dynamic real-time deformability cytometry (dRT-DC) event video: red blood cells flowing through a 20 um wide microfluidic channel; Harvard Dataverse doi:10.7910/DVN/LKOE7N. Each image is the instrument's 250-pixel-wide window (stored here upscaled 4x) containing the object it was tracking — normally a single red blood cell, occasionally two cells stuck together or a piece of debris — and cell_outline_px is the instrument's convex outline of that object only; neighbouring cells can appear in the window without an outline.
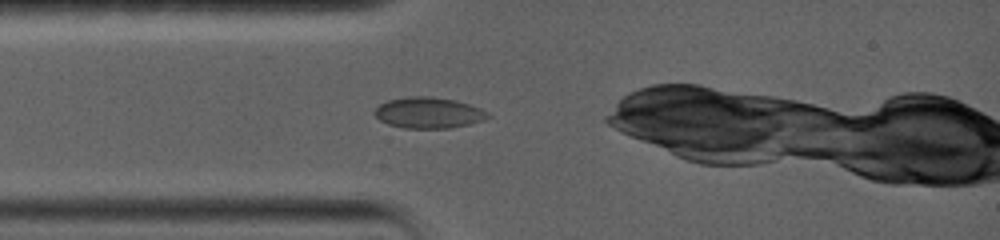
{"species": "common noctule bat (a hibernating species)", "species_latin": "Nyctalus noctula", "temperature_condition": "warm", "stored_images_in_passage": 1, "camera_frame_rate_fps": 5000, "um_per_image_px": 0.085, "animal": {"sex": "female", "body_mass_g": 19.0, "forearm_length_mm": 56.7}, "frame": {"image": 1, "passage_image": 1, "time_ms": 0.0, "image_size_px": [1000, 240], "cell_outline_px": [[492, 116], [484, 120], [468, 124], [448, 128], [404, 128], [388, 124], [380, 120], [372, 112], [380, 104], [388, 100], [408, 96], [432, 96], [456, 100], [480, 108], [488, 112]], "centroid_in_image_um": [36.43, 9.58], "position_along_channel_um": 48.6, "area_um2": 20.52}}